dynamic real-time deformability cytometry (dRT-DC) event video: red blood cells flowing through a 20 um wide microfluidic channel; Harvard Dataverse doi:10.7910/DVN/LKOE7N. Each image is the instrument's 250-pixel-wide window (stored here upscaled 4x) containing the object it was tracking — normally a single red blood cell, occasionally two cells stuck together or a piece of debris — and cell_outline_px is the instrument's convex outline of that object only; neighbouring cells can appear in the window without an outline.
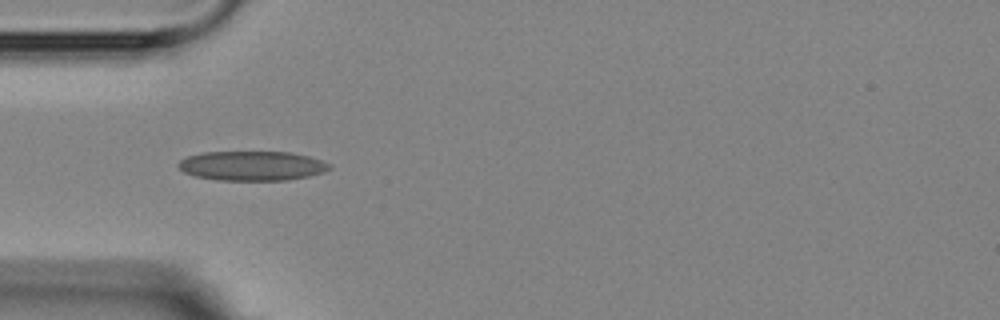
{"species": "Egyptian fruit bat (a non-hibernating species)", "species_latin": "Rousettus aegyptiacus", "temperature_condition": "room temperature", "stored_images_in_passage": 7, "camera_frame_rate_fps": 3000, "um_per_image_px": 0.085, "animal": {"sex": "female"}, "frame": {"image": 1, "passage_image": 4, "time_ms": 4.333, "image_size_px": [1000, 320], "cell_outline_px": [[332, 168], [324, 172], [308, 176], [288, 180], [216, 180], [196, 176], [184, 172], [176, 164], [180, 160], [188, 156], [204, 152], [288, 152], [308, 156], [332, 164]], "centroid_in_image_um": [21.43, 14.09], "position_along_channel_um": 63.6, "area_um2": 25.95}}
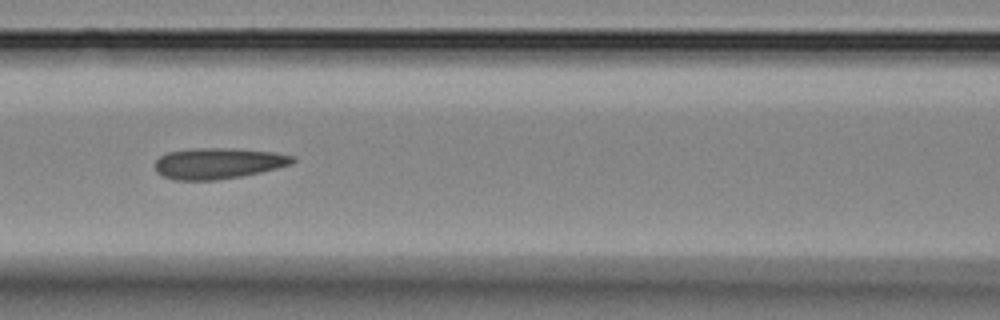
{"frame": {"image": 2, "passage_image": 6, "time_ms": 6.667, "image_size_px": [1000, 320], "cell_outline_px": [[296, 160], [292, 164], [260, 172], [240, 176], [216, 180], [176, 180], [164, 176], [156, 172], [152, 164], [160, 156], [168, 152], [188, 148], [232, 148], [272, 152], [296, 156]], "centroid_in_image_um": [18.51, 13.87], "position_along_channel_um": 148.1, "area_um2": 24.97}}
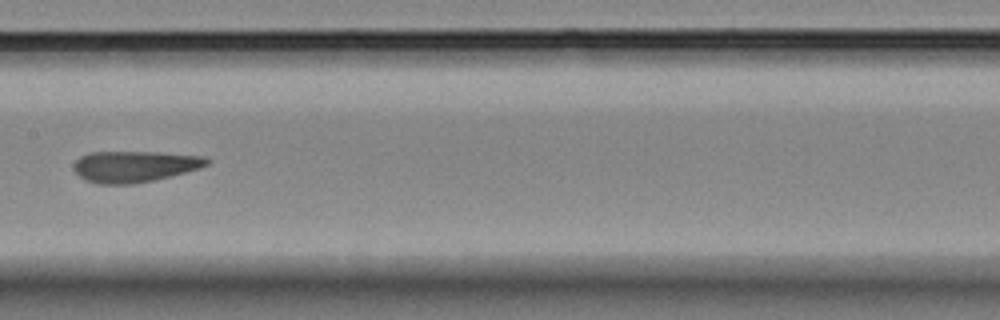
{"frame": {"image": 3, "passage_image": 7, "time_ms": 8.0, "image_size_px": [1000, 320], "cell_outline_px": [[212, 160], [208, 164], [184, 172], [152, 180], [132, 184], [96, 184], [84, 180], [72, 168], [72, 164], [80, 156], [88, 152], [156, 152], [204, 156]], "centroid_in_image_um": [11.36, 14.14], "position_along_channel_um": 196.0, "area_um2": 24.16}}